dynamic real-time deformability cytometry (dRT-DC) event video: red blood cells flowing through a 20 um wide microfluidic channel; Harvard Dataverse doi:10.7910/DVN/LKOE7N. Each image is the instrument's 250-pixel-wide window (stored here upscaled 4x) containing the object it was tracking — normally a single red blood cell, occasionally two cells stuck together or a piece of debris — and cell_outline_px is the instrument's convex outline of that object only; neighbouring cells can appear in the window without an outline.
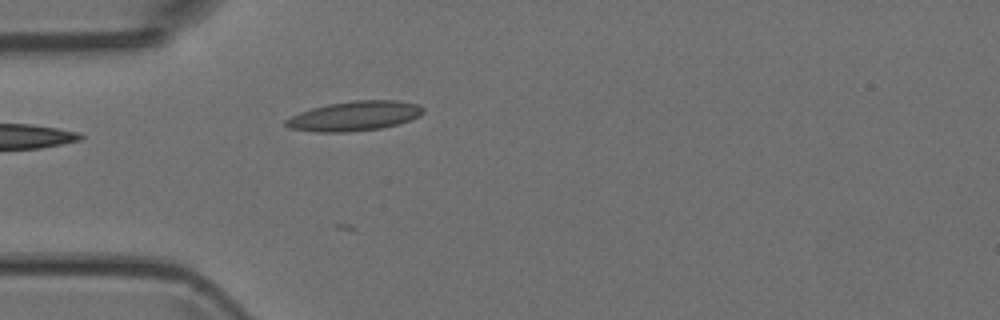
{"species": "Egyptian fruit bat (a non-hibernating species)", "species_latin": "Rousettus aegyptiacus", "temperature_condition": "room temperature", "stored_images_in_passage": 4, "camera_frame_rate_fps": 3000, "um_per_image_px": 0.085, "animal": {"sex": "female"}, "frame": {"image": 1, "passage_image": 1, "time_ms": 0.0, "image_size_px": [1000, 320], "cell_outline_px": [[424, 112], [420, 116], [396, 124], [380, 128], [348, 132], [316, 132], [288, 128], [284, 124], [284, 120], [300, 112], [312, 108], [328, 104], [352, 100], [396, 100], [420, 104], [424, 108]], "centroid_in_image_um": [30.12, 9.85], "position_along_channel_um": 54.9, "area_um2": 23.76}}